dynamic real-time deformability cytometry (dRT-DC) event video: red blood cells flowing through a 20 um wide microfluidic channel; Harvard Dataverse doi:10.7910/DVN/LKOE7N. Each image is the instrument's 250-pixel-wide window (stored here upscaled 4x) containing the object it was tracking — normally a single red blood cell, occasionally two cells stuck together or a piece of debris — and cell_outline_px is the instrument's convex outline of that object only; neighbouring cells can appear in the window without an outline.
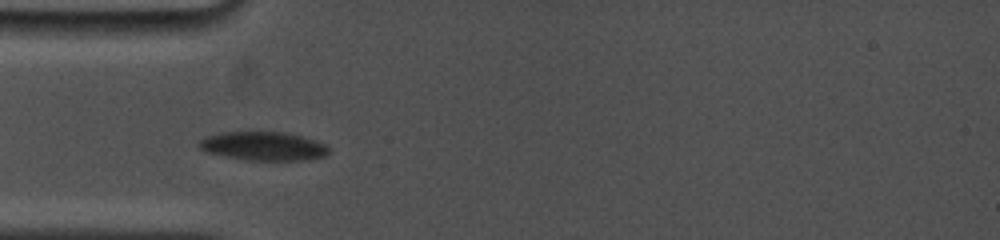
{"species": "common noctule bat (a hibernating species)", "species_latin": "Nyctalus noctula", "temperature_condition": "cold", "stored_images_in_passage": 12, "camera_frame_rate_fps": 5000, "um_per_image_px": 0.085, "animal": {"sex": "female", "body_mass_g": 19.0, "forearm_length_mm": 53.3}, "frame": {"image": 1, "passage_image": 2, "time_ms": 0.8, "image_size_px": [1000, 240], "cell_outline_px": [[328, 152], [324, 156], [304, 160], [248, 160], [208, 152], [200, 148], [196, 144], [200, 140], [208, 136], [220, 132], [288, 132], [316, 140], [328, 144]], "centroid_in_image_um": [22.42, 12.41], "position_along_channel_um": 62.6, "area_um2": 21.62}}
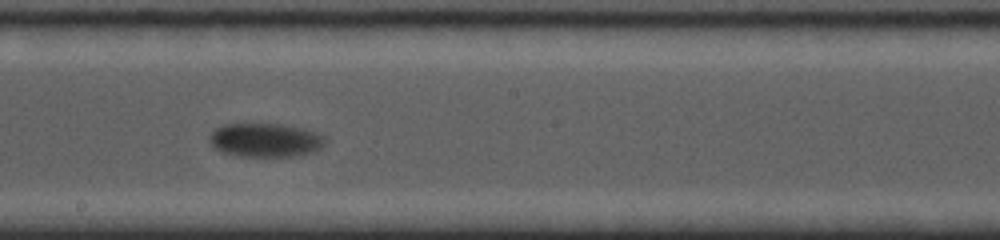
{"frame": {"image": 2, "passage_image": 8, "time_ms": 5.4, "image_size_px": [1000, 240], "cell_outline_px": [[328, 140], [316, 152], [292, 156], [240, 156], [224, 152], [216, 148], [208, 140], [208, 136], [216, 128], [224, 124], [284, 124], [304, 128], [316, 132], [324, 136]], "centroid_in_image_um": [22.6, 11.9], "position_along_channel_um": 225.6, "area_um2": 22.89}}
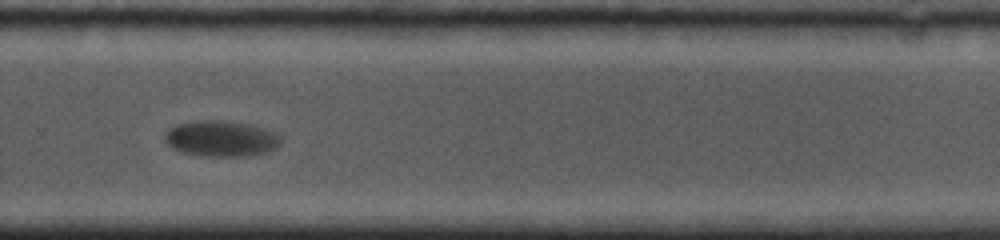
{"frame": {"image": 3, "passage_image": 11, "time_ms": 7.8, "image_size_px": [1000, 240], "cell_outline_px": [[280, 144], [276, 148], [264, 152], [248, 156], [208, 156], [184, 152], [172, 148], [164, 140], [164, 136], [176, 124], [196, 120], [212, 120], [248, 124], [276, 132], [280, 136]], "centroid_in_image_um": [18.8, 11.78], "position_along_channel_um": 311.0, "area_um2": 23.87}}